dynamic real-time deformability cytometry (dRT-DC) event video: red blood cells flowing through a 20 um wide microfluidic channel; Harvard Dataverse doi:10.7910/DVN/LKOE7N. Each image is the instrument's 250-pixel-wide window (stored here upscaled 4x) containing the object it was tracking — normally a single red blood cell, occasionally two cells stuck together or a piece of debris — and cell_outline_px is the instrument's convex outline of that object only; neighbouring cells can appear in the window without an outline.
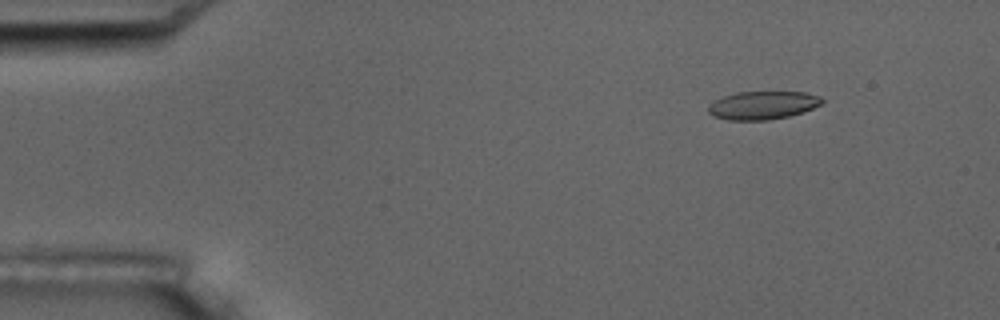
{"species": "common noctule bat (a hibernating species)", "species_latin": "Nyctalus noctula", "temperature_condition": "room temperature", "stored_images_in_passage": 5, "camera_frame_rate_fps": 3000, "um_per_image_px": 0.085, "animal": {"sex": "male", "body_mass_g": 17.5, "forearm_length_mm": 52.3}, "frame": {"image": 1, "passage_image": 2, "time_ms": 1.0, "image_size_px": [1000, 320], "cell_outline_px": [[824, 100], [820, 104], [804, 112], [788, 116], [768, 120], [728, 120], [712, 116], [708, 112], [708, 104], [724, 96], [736, 92], [804, 92], [820, 96]], "centroid_in_image_um": [64.81, 8.95], "position_along_channel_um": 20.2, "area_um2": 18.67}}